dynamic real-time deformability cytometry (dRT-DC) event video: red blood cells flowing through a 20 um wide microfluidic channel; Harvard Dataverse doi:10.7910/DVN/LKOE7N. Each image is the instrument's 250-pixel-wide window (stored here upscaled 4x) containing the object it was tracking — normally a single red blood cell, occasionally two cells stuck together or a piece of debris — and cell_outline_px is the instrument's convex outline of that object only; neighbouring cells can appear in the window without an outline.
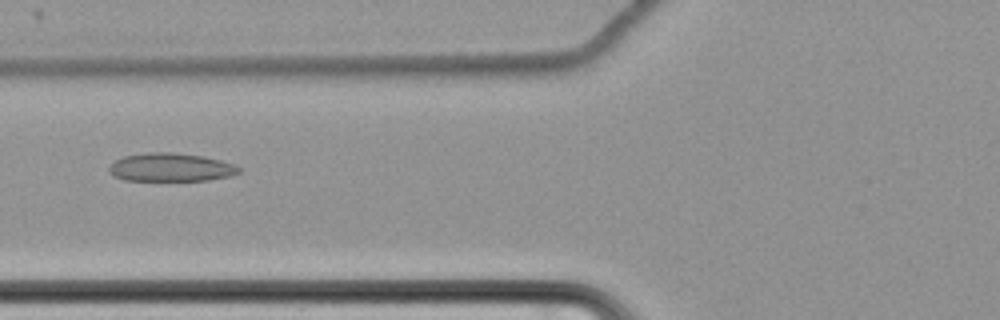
{"species": "common noctule bat (a hibernating species)", "species_latin": "Nyctalus noctula", "temperature_condition": "cold", "stored_images_in_passage": 61, "camera_frame_rate_fps": 3000, "um_per_image_px": 0.085, "animal": {"sex": "female", "body_mass_g": 22.7, "forearm_length_mm": 54.2}, "frame": {"image": 1, "passage_image": 26, "time_ms": 8.333, "image_size_px": [1000, 320], "cell_outline_px": [[240, 172], [232, 176], [208, 180], [124, 180], [112, 176], [108, 172], [108, 168], [116, 160], [124, 156], [148, 152], [172, 152], [204, 156], [236, 164], [240, 168]], "centroid_in_image_um": [14.53, 14.22], "position_along_channel_um": 111.3, "area_um2": 21.56}}
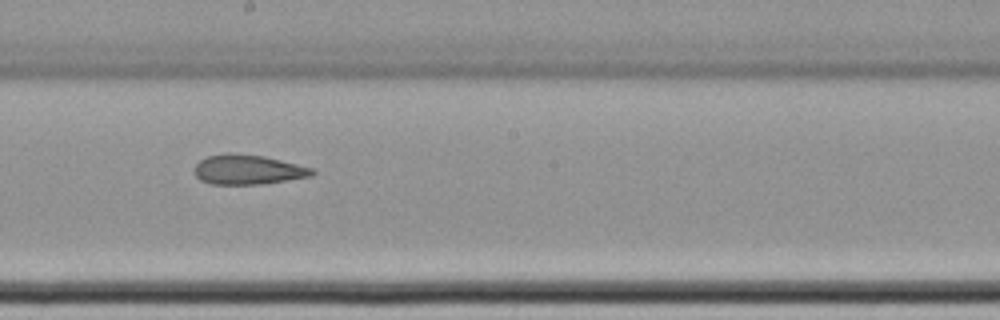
{"frame": {"image": 2, "passage_image": 36, "time_ms": 11.667, "image_size_px": [1000, 320], "cell_outline_px": [[316, 172], [312, 176], [264, 184], [212, 184], [200, 180], [196, 176], [192, 168], [200, 160], [208, 156], [228, 152], [232, 152], [264, 156], [316, 168]], "centroid_in_image_um": [21.09, 14.41], "position_along_channel_um": 227.1, "area_um2": 20.75}}
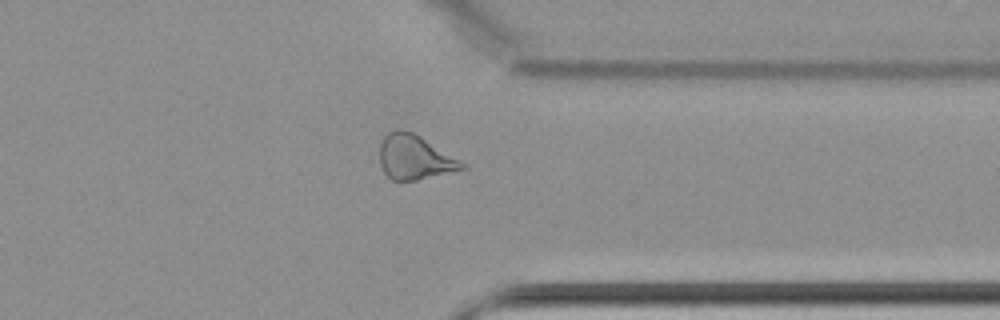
{"frame": {"image": 3, "passage_image": 49, "time_ms": 16.0, "image_size_px": [1000, 320], "cell_outline_px": [[468, 168], [416, 180], [392, 180], [384, 172], [380, 164], [380, 144], [384, 136], [388, 132], [396, 128], [400, 128], [412, 132], [420, 136], [468, 164]], "centroid_in_image_um": [35.26, 13.36], "position_along_channel_um": 376.1, "area_um2": 21.44}, "authors_computed_cell_mechanics": {"area_um2": 23.5824, "velocity_mm_per_s": 3.4768, "shape_relaxation_time_tau1_ms": null, "shape_relaxation_time_tau2_ms": 6.2298, "deformation_change_tau1": null, "deformation_change_tau2": 0.168}}